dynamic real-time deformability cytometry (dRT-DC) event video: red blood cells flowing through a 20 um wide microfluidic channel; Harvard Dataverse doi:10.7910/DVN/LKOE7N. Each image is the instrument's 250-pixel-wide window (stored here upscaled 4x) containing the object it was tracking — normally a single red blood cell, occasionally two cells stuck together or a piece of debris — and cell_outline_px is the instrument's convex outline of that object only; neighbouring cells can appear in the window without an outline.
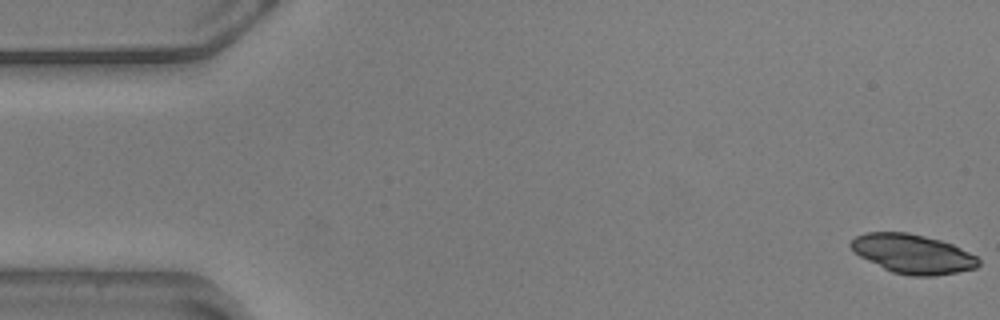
{"species": "common noctule bat (a hibernating species)", "species_latin": "Nyctalus noctula", "temperature_condition": "warm", "stored_images_in_passage": 56, "camera_frame_rate_fps": 3000, "um_per_image_px": 0.085, "animal": {"sex": "male", "body_mass_g": 20.5, "forearm_length_mm": 52.5}, "frame": {"image": 1, "passage_image": 1, "time_ms": 0.0, "image_size_px": [1000, 320], "cell_outline_px": [[980, 264], [976, 268], [956, 272], [932, 276], [912, 276], [892, 272], [860, 256], [848, 244], [856, 236], [868, 232], [908, 232], [940, 240], [952, 244], [976, 256], [980, 260]], "centroid_in_image_um": [77.59, 21.57], "position_along_channel_um": 7.4, "area_um2": 28.84}}